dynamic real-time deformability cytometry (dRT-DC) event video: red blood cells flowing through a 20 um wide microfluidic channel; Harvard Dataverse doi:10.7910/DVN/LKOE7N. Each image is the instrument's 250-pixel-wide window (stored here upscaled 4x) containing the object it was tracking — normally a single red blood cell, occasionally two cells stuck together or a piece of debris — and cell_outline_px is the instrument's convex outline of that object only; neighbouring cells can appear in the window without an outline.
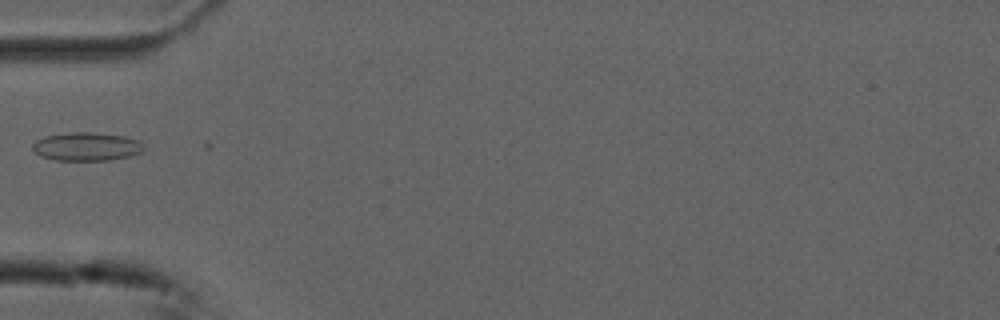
{"species": "common noctule bat (a hibernating species)", "species_latin": "Nyctalus noctula", "temperature_condition": "cold", "stored_images_in_passage": 54, "camera_frame_rate_fps": 3000, "um_per_image_px": 0.085, "animal": {"sex": "male", "forearm_length_mm": 52.5}, "frame": {"image": 1, "passage_image": 18, "time_ms": 5.667, "image_size_px": [1000, 320], "cell_outline_px": [[144, 148], [140, 152], [128, 156], [108, 160], [56, 160], [40, 156], [32, 148], [32, 144], [36, 140], [44, 136], [72, 132], [92, 132], [124, 136], [140, 140], [144, 144]], "centroid_in_image_um": [7.35, 12.45], "position_along_channel_um": 77.6, "area_um2": 18.38}}
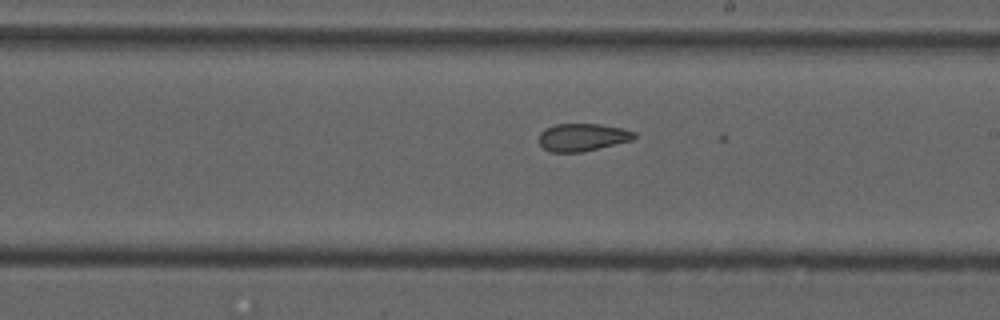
{"frame": {"image": 2, "passage_image": 31, "time_ms": 10.0, "image_size_px": [1000, 320], "cell_outline_px": [[636, 140], [584, 152], [548, 152], [540, 144], [540, 132], [544, 128], [556, 124], [600, 124], [624, 128], [636, 132]], "centroid_in_image_um": [49.57, 11.67], "position_along_channel_um": 239.4, "area_um2": 15.72}}
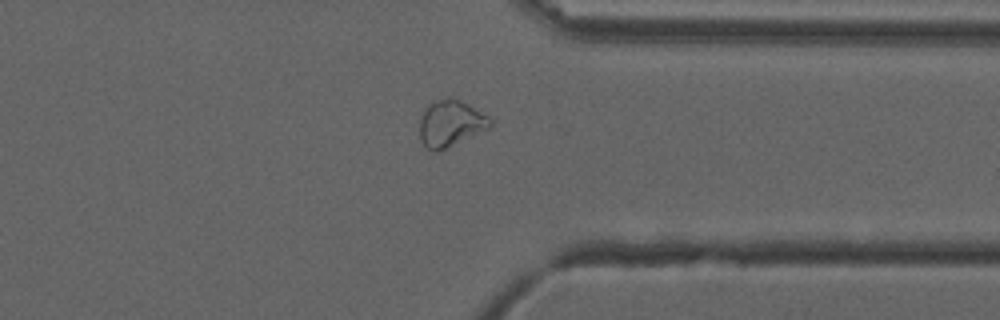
{"frame": {"image": 3, "passage_image": 42, "time_ms": 13.667, "image_size_px": [1000, 320], "cell_outline_px": [[492, 124], [488, 128], [436, 152], [432, 152], [424, 144], [420, 136], [420, 116], [428, 104], [436, 100], [448, 96], [452, 96], [468, 104], [488, 116], [492, 120]], "centroid_in_image_um": [38.27, 10.45], "position_along_channel_um": 373.1, "area_um2": 18.84}}